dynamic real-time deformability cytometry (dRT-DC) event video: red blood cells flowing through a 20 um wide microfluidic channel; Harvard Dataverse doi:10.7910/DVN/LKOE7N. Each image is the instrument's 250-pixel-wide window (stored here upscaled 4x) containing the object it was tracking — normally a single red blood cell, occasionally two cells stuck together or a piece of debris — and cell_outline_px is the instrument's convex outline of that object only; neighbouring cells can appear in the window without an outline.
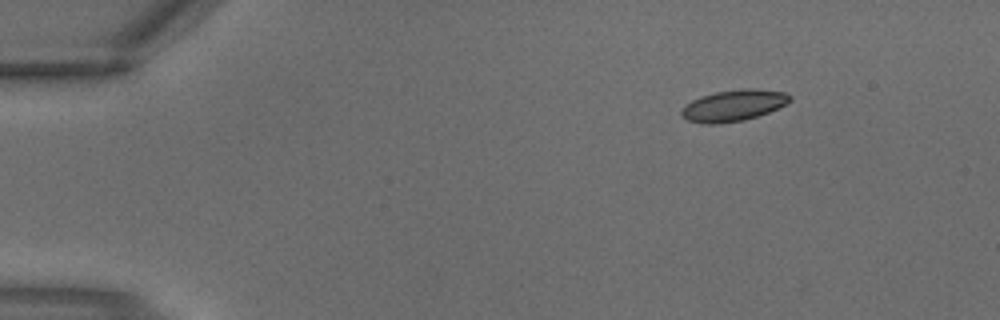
{"species": "common noctule bat (a hibernating species)", "species_latin": "Nyctalus noctula", "temperature_condition": "warm", "stored_images_in_passage": 2, "camera_frame_rate_fps": 3000, "um_per_image_px": 0.085, "animal": {"sex": "male", "body_mass_g": 18.8}, "frame": {"image": 1, "passage_image": 1, "time_ms": 0.0, "image_size_px": [1000, 320], "cell_outline_px": [[792, 100], [768, 112], [744, 120], [716, 124], [704, 124], [688, 120], [680, 116], [680, 112], [684, 104], [700, 96], [716, 92], [740, 88], [756, 88], [784, 92], [792, 96]], "centroid_in_image_um": [62.31, 8.95], "position_along_channel_um": 22.7, "area_um2": 19.88}}